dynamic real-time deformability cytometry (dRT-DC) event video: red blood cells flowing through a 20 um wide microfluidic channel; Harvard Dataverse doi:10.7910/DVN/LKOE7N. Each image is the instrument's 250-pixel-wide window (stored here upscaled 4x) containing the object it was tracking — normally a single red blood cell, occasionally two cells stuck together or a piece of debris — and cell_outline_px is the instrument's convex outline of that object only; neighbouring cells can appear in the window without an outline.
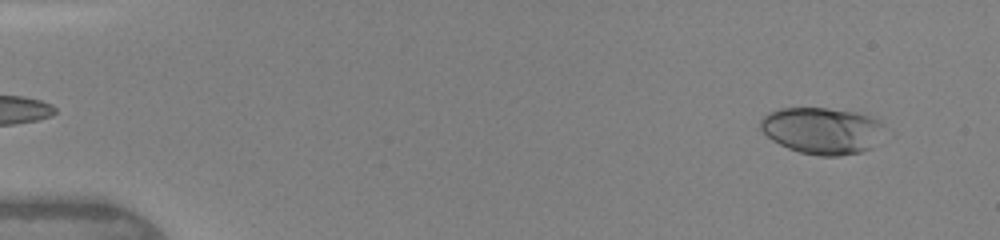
{"species": "human", "species_latin": "Homo sapiens", "temperature_condition": "warm", "stored_images_in_passage": 27, "camera_frame_rate_fps": 3000, "um_per_image_px": 0.085, "donor": {"sex": "female"}, "frame": {"image": 1, "passage_image": 3, "time_ms": 0.667, "image_size_px": [1000, 240], "cell_outline_px": [[888, 128], [872, 148], [860, 152], [840, 156], [820, 156], [800, 152], [788, 148], [772, 140], [760, 128], [760, 120], [768, 112], [780, 108], [828, 108], [856, 112], [880, 120]], "centroid_in_image_um": [69.92, 11.1], "position_along_channel_um": 15.1, "area_um2": 34.04}}
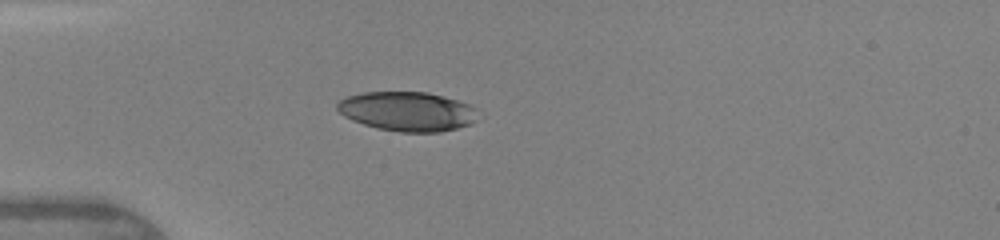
{"frame": {"image": 2, "passage_image": 15, "time_ms": 4.0, "image_size_px": [1000, 240], "cell_outline_px": [[476, 120], [468, 124], [456, 128], [440, 132], [400, 132], [380, 128], [364, 124], [352, 120], [344, 116], [336, 108], [336, 104], [340, 100], [348, 96], [364, 92], [428, 92], [444, 96], [468, 104], [476, 108]], "centroid_in_image_um": [34.61, 9.46], "position_along_channel_um": 50.4, "area_um2": 32.02}}
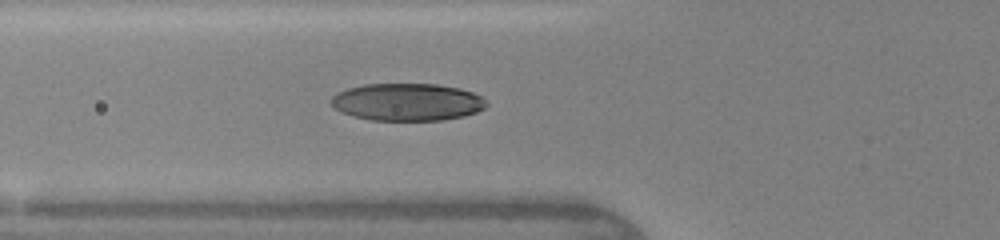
{"frame": {"image": 3, "passage_image": 19, "time_ms": 5.333, "image_size_px": [1000, 240], "cell_outline_px": [[488, 104], [484, 108], [476, 112], [464, 116], [440, 120], [372, 120], [352, 116], [336, 108], [328, 100], [336, 92], [348, 88], [364, 84], [436, 84], [460, 88], [472, 92], [480, 96]], "centroid_in_image_um": [34.6, 8.66], "position_along_channel_um": 91.2, "area_um2": 33.81}}